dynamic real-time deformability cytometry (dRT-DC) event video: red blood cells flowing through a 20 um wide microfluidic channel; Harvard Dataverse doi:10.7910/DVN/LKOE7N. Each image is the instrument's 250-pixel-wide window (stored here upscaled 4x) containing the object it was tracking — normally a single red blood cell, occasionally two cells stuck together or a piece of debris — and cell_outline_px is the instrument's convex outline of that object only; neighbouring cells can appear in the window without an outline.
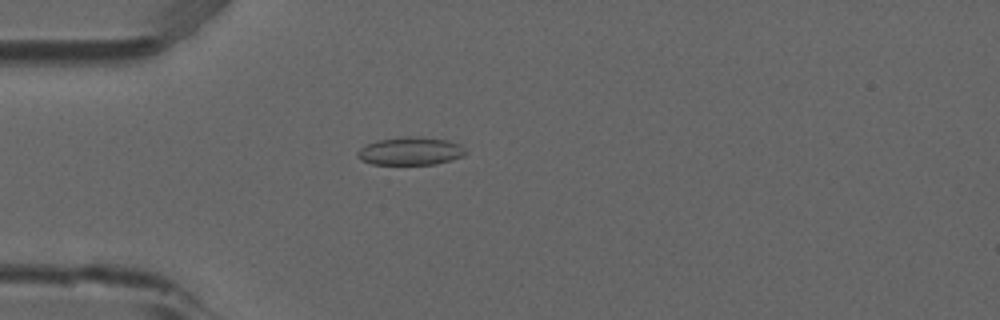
{"species": "common noctule bat (a hibernating species)", "species_latin": "Nyctalus noctula", "temperature_condition": "room temperature", "stored_images_in_passage": 5, "camera_frame_rate_fps": 3000, "um_per_image_px": 0.085, "animal": {"sex": "male", "forearm_length_mm": 52.5}, "frame": {"image": 1, "passage_image": 5, "time_ms": 1.333, "image_size_px": [1000, 320], "cell_outline_px": [[468, 152], [464, 156], [452, 160], [436, 164], [372, 164], [360, 160], [356, 156], [356, 152], [364, 144], [376, 140], [408, 136], [416, 136], [448, 140], [460, 144]], "centroid_in_image_um": [34.88, 12.84], "position_along_channel_um": 50.1, "area_um2": 17.92}}